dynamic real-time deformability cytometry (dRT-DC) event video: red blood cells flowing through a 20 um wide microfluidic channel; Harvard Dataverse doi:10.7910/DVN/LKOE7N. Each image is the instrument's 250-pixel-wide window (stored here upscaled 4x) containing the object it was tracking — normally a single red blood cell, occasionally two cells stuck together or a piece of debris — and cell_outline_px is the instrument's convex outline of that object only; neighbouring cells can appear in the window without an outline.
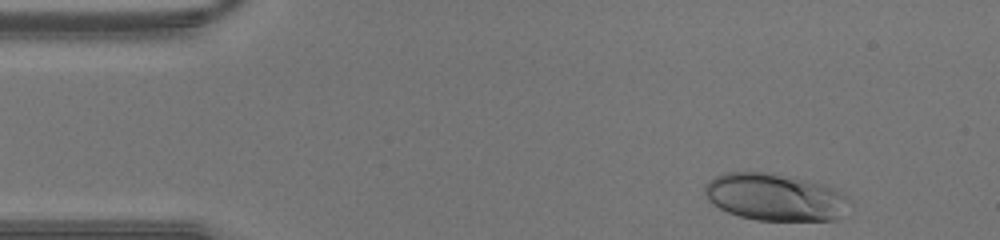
{"species": "human", "species_latin": "Homo sapiens", "temperature_condition": "warm", "stored_images_in_passage": 31, "camera_frame_rate_fps": 3000, "um_per_image_px": 0.085, "donor": {"sex": "male"}, "frame": {"image": 1, "passage_image": 1, "time_ms": 0.0, "image_size_px": [1000, 240], "cell_outline_px": [[852, 200], [836, 220], [756, 220], [740, 216], [728, 212], [720, 208], [708, 200], [704, 192], [704, 184], [708, 180], [724, 172], [772, 172], [796, 176], [824, 184], [836, 188], [844, 192]], "centroid_in_image_um": [65.9, 16.72], "position_along_channel_um": 19.1, "area_um2": 40.4}}
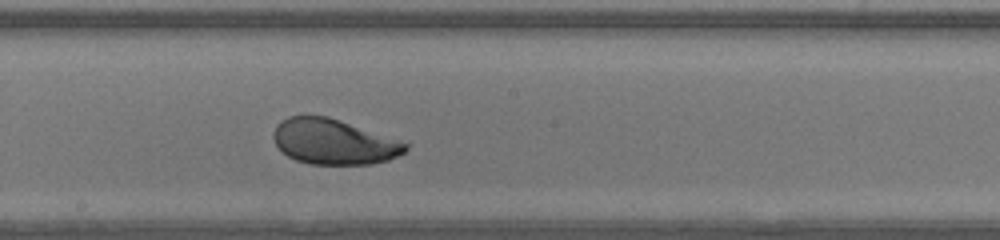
{"frame": {"image": 2, "passage_image": 19, "time_ms": 6.0, "image_size_px": [1000, 240], "cell_outline_px": [[408, 148], [404, 152], [388, 160], [372, 164], [308, 164], [296, 160], [288, 156], [276, 144], [272, 136], [272, 132], [276, 124], [280, 120], [288, 116], [328, 116], [400, 140], [408, 144]], "centroid_in_image_um": [28.34, 12.04], "position_along_channel_um": 219.9, "area_um2": 34.8}}
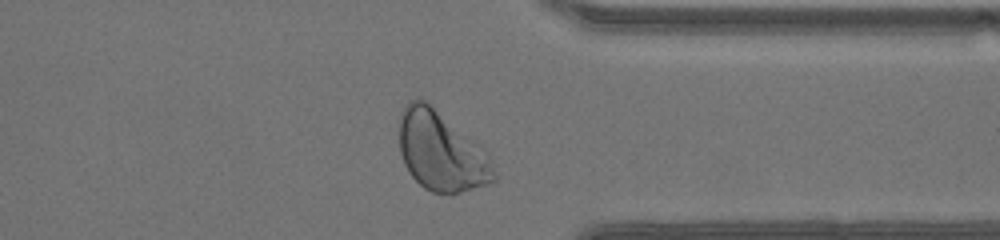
{"frame": {"image": 3, "passage_image": 29, "time_ms": 9.333, "image_size_px": [1000, 240], "cell_outline_px": [[496, 180], [452, 196], [432, 192], [424, 188], [408, 172], [404, 164], [400, 152], [400, 112], [408, 100], [424, 100], [480, 144], [488, 152], [496, 176]], "centroid_in_image_um": [37.51, 12.9], "position_along_channel_um": 373.9, "area_um2": 43.93}}